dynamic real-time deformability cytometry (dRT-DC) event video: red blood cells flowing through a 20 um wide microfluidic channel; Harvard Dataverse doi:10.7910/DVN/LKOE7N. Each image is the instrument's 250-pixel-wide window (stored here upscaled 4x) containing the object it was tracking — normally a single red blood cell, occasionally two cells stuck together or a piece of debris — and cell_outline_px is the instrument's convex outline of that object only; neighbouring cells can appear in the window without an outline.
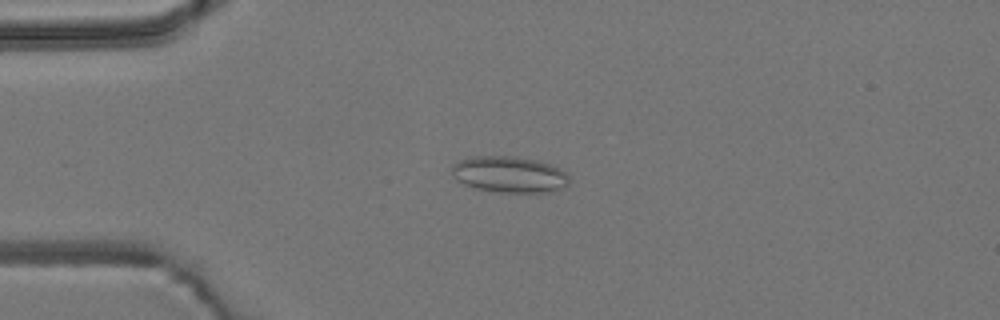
{"species": "common noctule bat (a hibernating species)", "species_latin": "Nyctalus noctula", "temperature_condition": "room temperature", "stored_images_in_passage": 53, "camera_frame_rate_fps": 3000, "um_per_image_px": 0.085, "animal": {"sex": "male", "body_mass_g": 19.2, "forearm_length_mm": 51.8}, "frame": {"image": 1, "passage_image": 13, "time_ms": 4.0, "image_size_px": [1000, 320], "cell_outline_px": [[568, 184], [564, 188], [548, 192], [500, 192], [476, 188], [464, 184], [456, 180], [452, 176], [452, 164], [460, 160], [472, 156], [516, 156], [540, 160], [564, 172], [568, 176]], "centroid_in_image_um": [43.26, 14.82], "position_along_channel_um": 41.7, "area_um2": 24.8}}
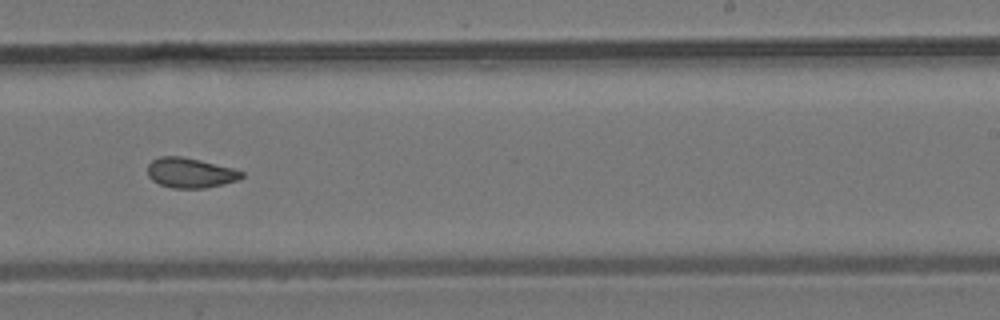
{"frame": {"image": 2, "passage_image": 33, "time_ms": 10.667, "image_size_px": [1000, 320], "cell_outline_px": [[244, 176], [240, 180], [224, 184], [204, 188], [172, 188], [160, 184], [152, 180], [148, 176], [148, 164], [152, 160], [160, 156], [180, 156], [200, 160], [232, 168], [244, 172]], "centroid_in_image_um": [16.19, 14.69], "position_along_channel_um": 272.8, "area_um2": 16.47}}
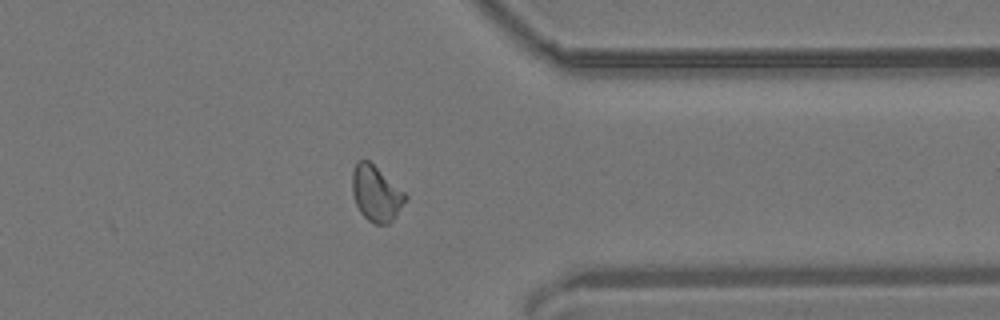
{"frame": {"image": 3, "passage_image": 42, "time_ms": 13.667, "image_size_px": [1000, 320], "cell_outline_px": [[408, 200], [392, 220], [388, 224], [376, 224], [368, 220], [360, 212], [356, 204], [352, 192], [352, 172], [356, 164], [360, 160], [368, 160], [404, 192], [408, 196]], "centroid_in_image_um": [31.97, 16.47], "position_along_channel_um": 379.4, "area_um2": 16.99}, "authors_computed_cell_mechanics": {"area_um2": 17.051, "velocity_mm_per_s": 3.8364, "shape_relaxation_time_tau1_ms": null, "shape_relaxation_time_tau2_ms": 2.2461, "deformation_change_tau1": null, "deformation_change_tau2": 0.0788}}